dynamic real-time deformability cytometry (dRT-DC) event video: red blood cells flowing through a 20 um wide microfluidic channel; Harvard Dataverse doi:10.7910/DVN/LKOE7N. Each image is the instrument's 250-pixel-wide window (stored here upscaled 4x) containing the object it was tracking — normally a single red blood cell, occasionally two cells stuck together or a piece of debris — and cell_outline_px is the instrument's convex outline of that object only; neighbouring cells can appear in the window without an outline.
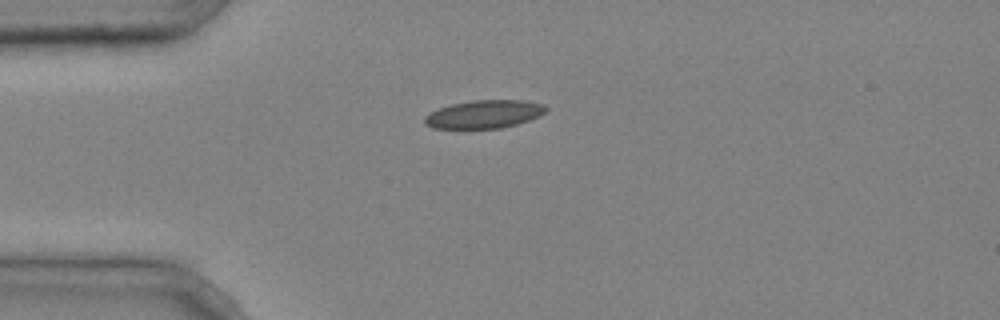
{"species": "common noctule bat (a hibernating species)", "species_latin": "Nyctalus noctula", "temperature_condition": "cold", "stored_images_in_passage": 1, "camera_frame_rate_fps": 3000, "um_per_image_px": 0.085, "animal": {"sex": "male", "body_mass_g": 20.4}, "frame": {"image": 1, "passage_image": 1, "time_ms": 0.0, "image_size_px": [1000, 320], "cell_outline_px": [[548, 108], [540, 116], [516, 124], [500, 128], [432, 128], [424, 124], [424, 116], [440, 108], [452, 104], [472, 100], [524, 100], [544, 104]], "centroid_in_image_um": [41.16, 9.7], "position_along_channel_um": 43.8, "area_um2": 19.77}}